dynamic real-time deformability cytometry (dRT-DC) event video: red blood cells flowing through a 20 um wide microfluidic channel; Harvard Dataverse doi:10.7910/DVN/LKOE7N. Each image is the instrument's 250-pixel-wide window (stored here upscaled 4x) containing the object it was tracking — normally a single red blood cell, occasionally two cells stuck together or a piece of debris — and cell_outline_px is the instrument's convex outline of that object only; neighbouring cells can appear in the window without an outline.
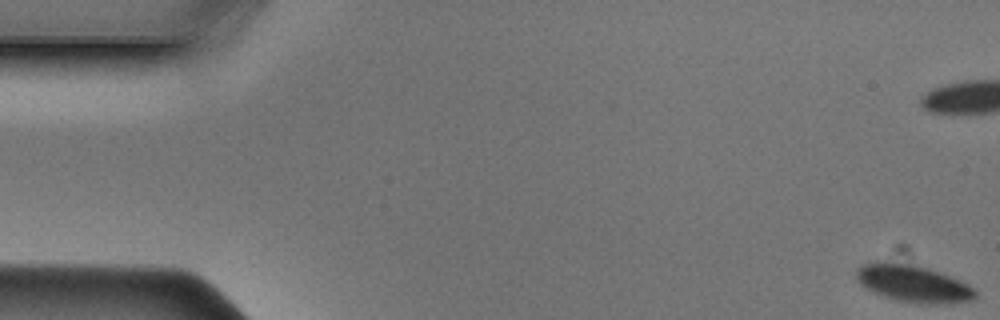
{"species": "Egyptian fruit bat (a non-hibernating species)", "species_latin": "Rousettus aegyptiacus", "temperature_condition": "cold", "stored_images_in_passage": 49, "camera_frame_rate_fps": 3000, "um_per_image_px": 0.085, "animal": {"sex": "male"}, "frame": {"image": 1, "passage_image": 1, "time_ms": 0.0, "image_size_px": [1000, 320], "cell_outline_px": [[972, 296], [960, 300], [916, 300], [896, 296], [872, 288], [864, 284], [860, 280], [860, 268], [872, 264], [892, 264], [920, 268], [956, 280], [964, 284], [972, 292]], "centroid_in_image_um": [77.59, 24.05], "position_along_channel_um": 7.4, "area_um2": 20.35}}
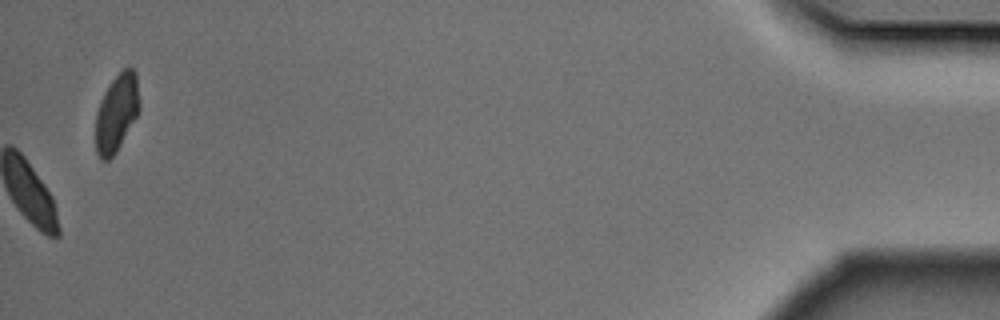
{"frame": {"image": 2, "passage_image": 49, "time_ms": 16.0, "image_size_px": [1000, 320], "cell_outline_px": [[140, 104], [136, 116], [112, 156], [108, 160], [104, 160], [96, 152], [96, 112], [112, 80], [124, 68], [132, 68], [136, 72]], "centroid_in_image_um": [9.92, 9.56], "position_along_channel_um": 425.3, "area_um2": 18.96}}